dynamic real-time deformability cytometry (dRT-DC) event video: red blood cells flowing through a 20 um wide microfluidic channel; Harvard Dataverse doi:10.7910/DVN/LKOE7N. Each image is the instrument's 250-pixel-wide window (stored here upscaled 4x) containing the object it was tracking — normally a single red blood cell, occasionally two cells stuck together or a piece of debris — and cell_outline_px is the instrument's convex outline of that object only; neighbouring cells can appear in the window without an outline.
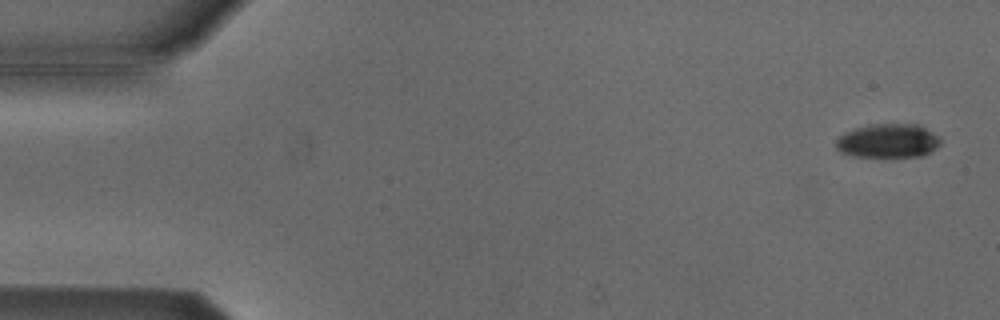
{"species": "Egyptian fruit bat (a non-hibernating species)", "species_latin": "Rousettus aegyptiacus", "temperature_condition": "cold", "stored_images_in_passage": 54, "camera_frame_rate_fps": 3000, "um_per_image_px": 0.085, "animal": {"sex": "male"}, "frame": {"image": 1, "passage_image": 2, "time_ms": 0.333, "image_size_px": [1000, 320], "cell_outline_px": [[940, 144], [936, 148], [920, 156], [856, 156], [840, 152], [836, 148], [836, 140], [844, 132], [868, 124], [920, 124], [940, 136]], "centroid_in_image_um": [75.49, 11.95], "position_along_channel_um": 9.5, "area_um2": 20.63}}
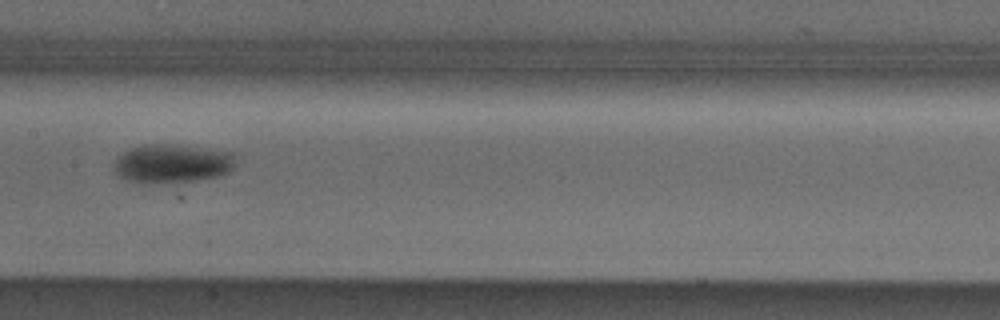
{"frame": {"image": 2, "passage_image": 27, "time_ms": 8.667, "image_size_px": [1000, 320], "cell_outline_px": [[236, 152], [232, 168], [228, 172], [216, 176], [196, 180], [152, 184], [140, 184], [128, 180], [120, 176], [116, 172], [116, 156], [132, 148], [144, 144], [168, 144]], "centroid_in_image_um": [14.63, 13.9], "position_along_channel_um": 192.8, "area_um2": 27.34}}
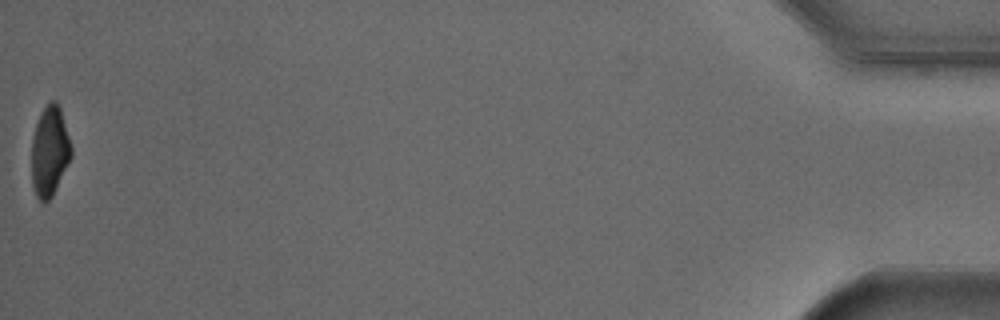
{"frame": {"image": 3, "passage_image": 54, "time_ms": 17.667, "image_size_px": [1000, 320], "cell_outline_px": [[72, 156], [52, 196], [44, 204], [36, 196], [32, 184], [32, 140], [36, 124], [40, 112], [52, 100], [56, 100], [60, 108], [72, 148]], "centroid_in_image_um": [4.22, 12.87], "position_along_channel_um": 431.0, "area_um2": 20.63}, "authors_computed_cell_mechanics": {"area_um2": 24.1315, "velocity_mm_per_s": 3.8068, "shape_relaxation_time_tau1_ms": 3.6053, "shape_relaxation_time_tau2_ms": null, "deformation_change_tau1": 0.1155, "deformation_change_tau2": null}}